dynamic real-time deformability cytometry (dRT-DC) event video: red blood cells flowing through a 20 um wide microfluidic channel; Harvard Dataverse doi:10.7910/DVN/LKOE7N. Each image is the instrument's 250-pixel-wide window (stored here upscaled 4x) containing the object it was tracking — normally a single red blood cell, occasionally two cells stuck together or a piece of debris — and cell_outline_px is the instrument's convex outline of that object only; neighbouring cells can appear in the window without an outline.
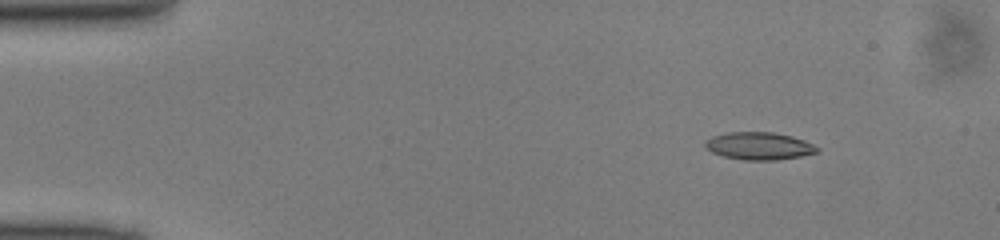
{"species": "common noctule bat (a hibernating species)", "species_latin": "Nyctalus noctula", "temperature_condition": "cold", "stored_images_in_passage": 49, "camera_frame_rate_fps": 3000, "um_per_image_px": 0.085, "animal": {"sex": "male", "body_mass_g": 13.0, "forearm_length_mm": 53.1}, "frame": {"image": 1, "passage_image": 6, "time_ms": 1.667, "image_size_px": [1000, 240], "cell_outline_px": [[820, 152], [800, 156], [776, 160], [744, 160], [724, 156], [712, 152], [704, 144], [704, 140], [712, 136], [728, 132], [772, 132], [792, 136], [804, 140], [820, 148]], "centroid_in_image_um": [64.53, 12.4], "position_along_channel_um": 20.5, "area_um2": 17.98}}
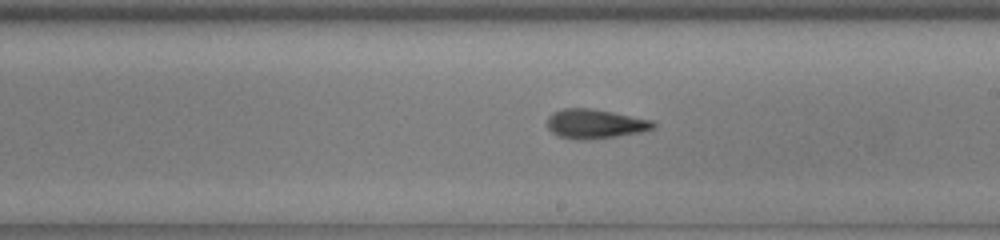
{"frame": {"image": 2, "passage_image": 28, "time_ms": 9.0, "image_size_px": [1000, 240], "cell_outline_px": [[656, 128], [640, 132], [592, 140], [580, 140], [560, 136], [552, 132], [548, 128], [548, 116], [552, 112], [564, 108], [588, 108], [612, 112], [652, 120], [656, 124]], "centroid_in_image_um": [50.58, 10.53], "position_along_channel_um": 238.4, "area_um2": 18.09}}
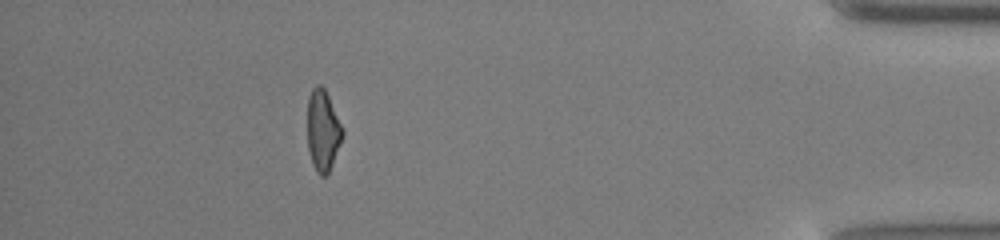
{"frame": {"image": 3, "passage_image": 44, "time_ms": 14.333, "image_size_px": [1000, 240], "cell_outline_px": [[344, 132], [340, 144], [332, 164], [328, 172], [324, 176], [320, 176], [316, 172], [312, 164], [308, 148], [308, 96], [312, 88], [316, 84], [320, 84], [324, 88], [328, 96]], "centroid_in_image_um": [27.42, 11.09], "position_along_channel_um": 407.8, "area_um2": 16.36}}